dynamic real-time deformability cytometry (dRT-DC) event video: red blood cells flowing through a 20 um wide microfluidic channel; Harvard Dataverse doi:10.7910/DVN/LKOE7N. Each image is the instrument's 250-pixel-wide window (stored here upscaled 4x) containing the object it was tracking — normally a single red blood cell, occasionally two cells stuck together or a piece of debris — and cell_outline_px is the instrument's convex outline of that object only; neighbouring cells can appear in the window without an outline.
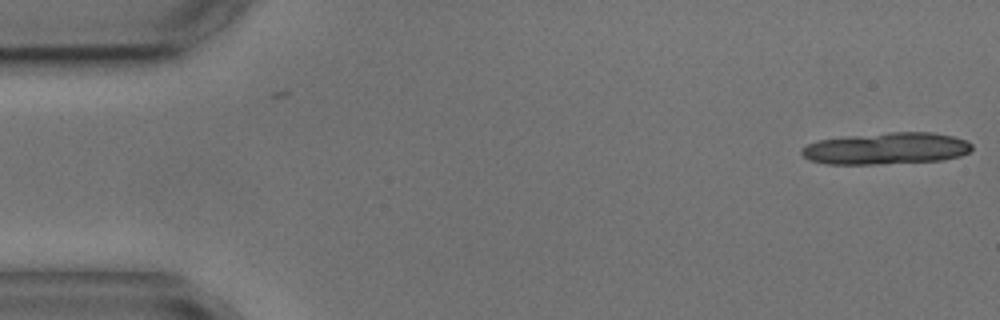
{"species": "common noctule bat (a hibernating species)", "species_latin": "Nyctalus noctula", "temperature_condition": "cold", "stored_images_in_passage": 6, "camera_frame_rate_fps": 3000, "um_per_image_px": 0.085, "animal": {"sex": "male", "body_mass_g": 17.9, "forearm_length_mm": 54.2}, "frame": {"image": 1, "passage_image": 1, "time_ms": 0.0, "image_size_px": [1000, 320], "cell_outline_px": [[972, 148], [968, 152], [960, 156], [940, 160], [876, 164], [828, 164], [808, 160], [800, 152], [800, 148], [808, 144], [820, 140], [848, 136], [888, 132], [932, 132], [952, 136], [964, 140], [972, 144]], "centroid_in_image_um": [75.31, 12.62], "position_along_channel_um": 9.7, "area_um2": 31.39}}